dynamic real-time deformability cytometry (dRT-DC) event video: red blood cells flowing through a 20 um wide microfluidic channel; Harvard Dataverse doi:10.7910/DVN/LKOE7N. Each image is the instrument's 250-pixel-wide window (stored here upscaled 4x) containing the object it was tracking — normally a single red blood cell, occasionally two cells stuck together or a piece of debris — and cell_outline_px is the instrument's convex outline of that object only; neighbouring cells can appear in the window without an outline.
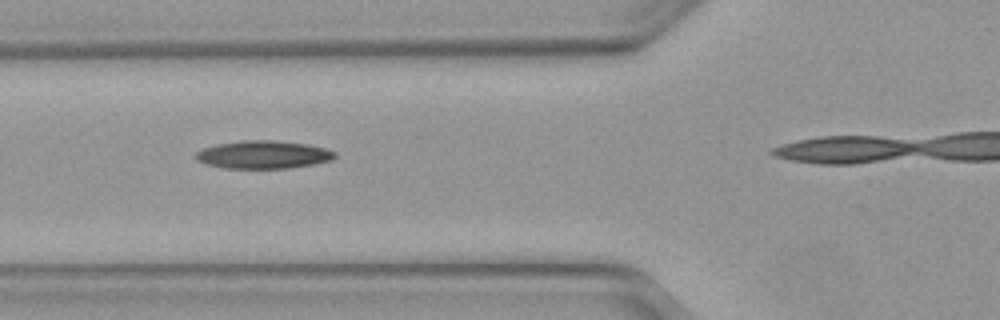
{"species": "Egyptian fruit bat (a non-hibernating species)", "species_latin": "Rousettus aegyptiacus", "temperature_condition": "warm", "stored_images_in_passage": 18, "camera_frame_rate_fps": 3000, "um_per_image_px": 0.085, "animal": {"sex": "female"}, "frame": {"image": 1, "passage_image": 3, "time_ms": 0.667, "image_size_px": [1000, 320], "cell_outline_px": [[336, 156], [332, 160], [312, 164], [288, 168], [224, 168], [208, 164], [196, 160], [196, 152], [204, 148], [216, 144], [240, 140], [276, 140], [308, 144], [324, 148], [336, 152]], "centroid_in_image_um": [22.38, 13.13], "position_along_channel_um": 103.4, "area_um2": 22.6}}